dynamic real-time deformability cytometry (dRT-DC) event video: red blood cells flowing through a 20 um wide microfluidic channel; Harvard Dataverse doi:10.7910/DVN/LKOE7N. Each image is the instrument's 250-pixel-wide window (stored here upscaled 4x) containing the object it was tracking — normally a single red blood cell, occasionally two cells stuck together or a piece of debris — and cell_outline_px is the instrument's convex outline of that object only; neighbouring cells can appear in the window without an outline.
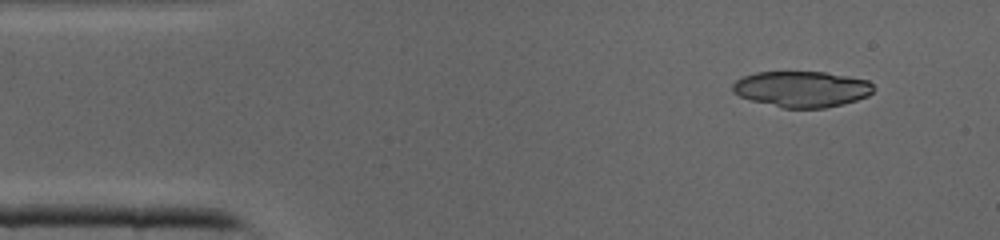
{"species": "common noctule bat (a hibernating species)", "species_latin": "Nyctalus noctula", "temperature_condition": "cold", "stored_images_in_passage": 37, "camera_frame_rate_fps": 3000, "um_per_image_px": 0.085, "animal": {"sex": "male", "body_mass_g": 19.0, "forearm_length_mm": 50.8}, "frame": {"image": 1, "passage_image": 1, "time_ms": 0.0, "image_size_px": [1000, 240], "cell_outline_px": [[876, 88], [868, 96], [856, 100], [824, 108], [784, 108], [752, 100], [740, 96], [732, 92], [732, 84], [736, 80], [744, 76], [756, 72], [824, 72], [848, 76], [868, 80]], "centroid_in_image_um": [68.16, 7.56], "position_along_channel_um": 16.8, "area_um2": 29.42}}